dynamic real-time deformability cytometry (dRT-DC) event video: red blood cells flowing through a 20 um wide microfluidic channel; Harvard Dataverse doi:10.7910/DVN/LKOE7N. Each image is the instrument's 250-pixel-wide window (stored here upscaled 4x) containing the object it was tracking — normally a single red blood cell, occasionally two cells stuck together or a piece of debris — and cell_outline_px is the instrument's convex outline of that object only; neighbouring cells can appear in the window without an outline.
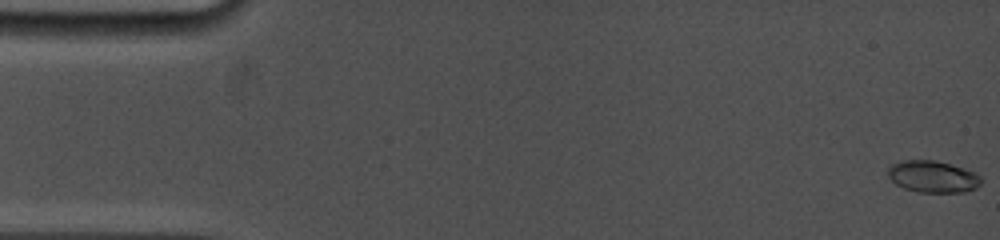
{"species": "common noctule bat (a hibernating species)", "species_latin": "Nyctalus noctula", "temperature_condition": "cold", "stored_images_in_passage": 18, "camera_frame_rate_fps": 5000, "um_per_image_px": 0.085, "animal": {"sex": "female", "body_mass_g": 19.0, "forearm_length_mm": 53.3}, "frame": {"image": 1, "passage_image": 1, "time_ms": 0.0, "image_size_px": [1000, 240], "cell_outline_px": [[980, 184], [976, 188], [964, 192], [920, 192], [904, 188], [896, 184], [888, 176], [888, 168], [892, 164], [900, 160], [936, 160], [972, 172], [980, 176]], "centroid_in_image_um": [79.24, 15.01], "position_along_channel_um": 5.8, "area_um2": 16.99}}
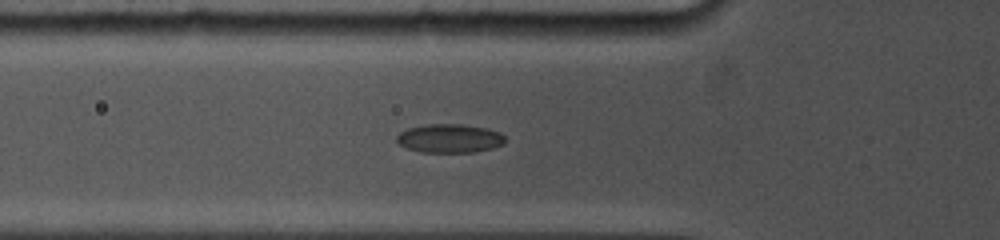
{"frame": {"image": 2, "passage_image": 15, "time_ms": 5.8, "image_size_px": [1000, 240], "cell_outline_px": [[504, 144], [492, 148], [476, 152], [420, 152], [408, 148], [400, 144], [396, 140], [396, 136], [400, 132], [408, 128], [428, 124], [460, 124], [488, 128], [500, 132], [504, 136]], "centroid_in_image_um": [38.23, 11.76], "position_along_channel_um": 87.6, "area_um2": 18.15}}
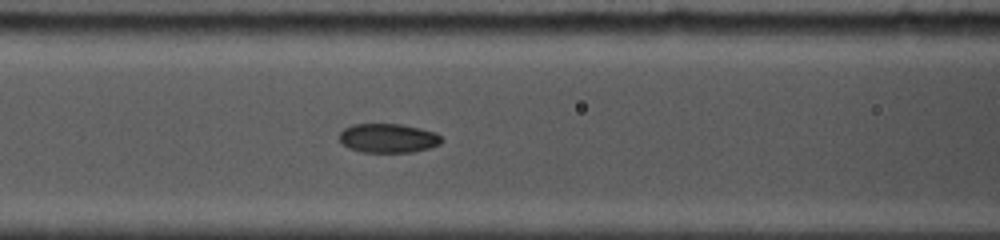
{"frame": {"image": 3, "passage_image": 18, "time_ms": 7.0, "image_size_px": [1000, 240], "cell_outline_px": [[444, 140], [440, 144], [428, 148], [412, 152], [360, 152], [348, 148], [340, 140], [340, 132], [344, 128], [352, 124], [400, 124], [420, 128], [436, 132]], "centroid_in_image_um": [33.0, 11.74], "position_along_channel_um": 133.6, "area_um2": 17.4}}